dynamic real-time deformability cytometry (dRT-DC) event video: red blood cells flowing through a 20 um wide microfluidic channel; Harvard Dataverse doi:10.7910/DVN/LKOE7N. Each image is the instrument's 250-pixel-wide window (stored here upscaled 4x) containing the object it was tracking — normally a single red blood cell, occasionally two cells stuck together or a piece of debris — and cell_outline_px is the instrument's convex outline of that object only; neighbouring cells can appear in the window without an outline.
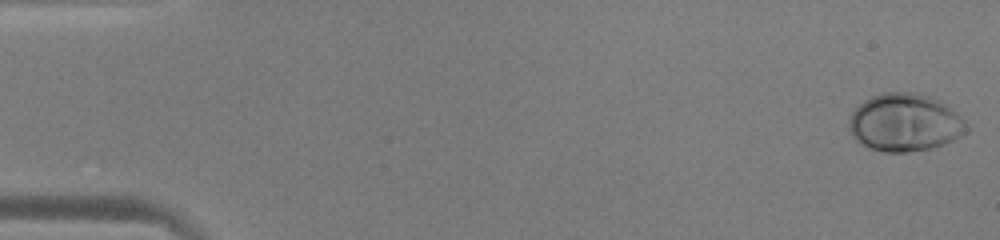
{"species": "human", "species_latin": "Homo sapiens", "temperature_condition": "warm", "stored_images_in_passage": 52, "camera_frame_rate_fps": 3000, "um_per_image_px": 0.085, "donor": {"sex": "male"}, "frame": {"image": 1, "passage_image": 1, "time_ms": 0.0, "image_size_px": [1000, 240], "cell_outline_px": [[968, 128], [960, 136], [944, 144], [932, 148], [904, 152], [884, 152], [860, 144], [852, 136], [848, 128], [848, 124], [852, 112], [864, 100], [872, 96], [884, 92], [916, 92], [940, 100], [956, 112], [968, 124]], "centroid_in_image_um": [76.9, 10.41], "position_along_channel_um": 8.1, "area_um2": 39.54}}
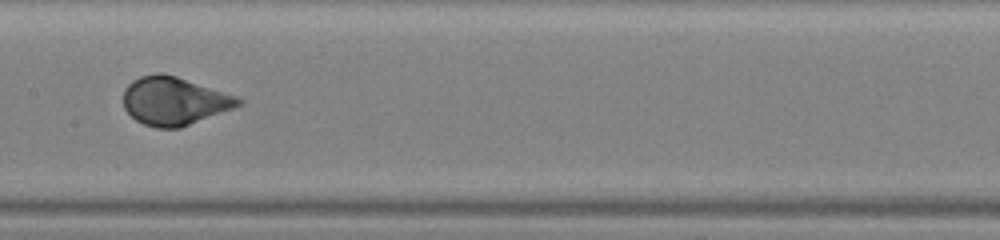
{"frame": {"image": 2, "passage_image": 27, "time_ms": 8.667, "image_size_px": [1000, 240], "cell_outline_px": [[244, 104], [180, 128], [156, 128], [144, 124], [136, 120], [124, 108], [124, 88], [132, 80], [140, 76], [156, 72], [164, 72], [240, 96], [244, 100]], "centroid_in_image_um": [14.84, 8.56], "position_along_channel_um": 192.6, "area_um2": 32.66}}
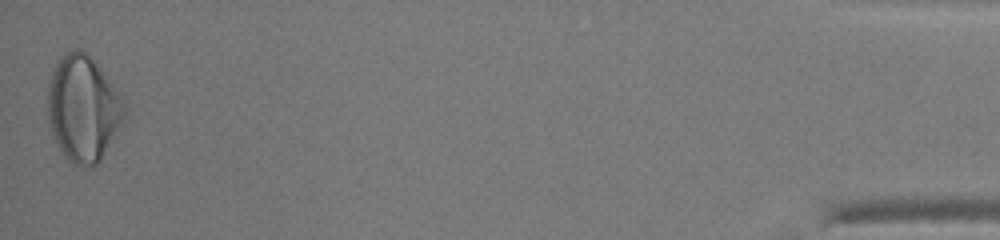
{"frame": {"image": 3, "passage_image": 52, "time_ms": 17.0, "image_size_px": [1000, 240], "cell_outline_px": [[124, 116], [100, 160], [96, 164], [80, 168], [72, 164], [64, 156], [52, 132], [48, 120], [48, 80], [52, 68], [56, 60], [64, 52], [76, 48], [80, 48], [96, 64], [112, 84], [124, 108]], "centroid_in_image_um": [6.98, 9.2], "position_along_channel_um": 428.2, "area_um2": 46.47}, "authors_computed_cell_mechanics": {"area_um2": 33.4662, "velocity_mm_per_s": 3.9361, "shape_relaxation_time_tau1_ms": 3.2674, "shape_relaxation_time_tau2_ms": null, "deformation_change_tau1": 0.1801, "deformation_change_tau2": null}}